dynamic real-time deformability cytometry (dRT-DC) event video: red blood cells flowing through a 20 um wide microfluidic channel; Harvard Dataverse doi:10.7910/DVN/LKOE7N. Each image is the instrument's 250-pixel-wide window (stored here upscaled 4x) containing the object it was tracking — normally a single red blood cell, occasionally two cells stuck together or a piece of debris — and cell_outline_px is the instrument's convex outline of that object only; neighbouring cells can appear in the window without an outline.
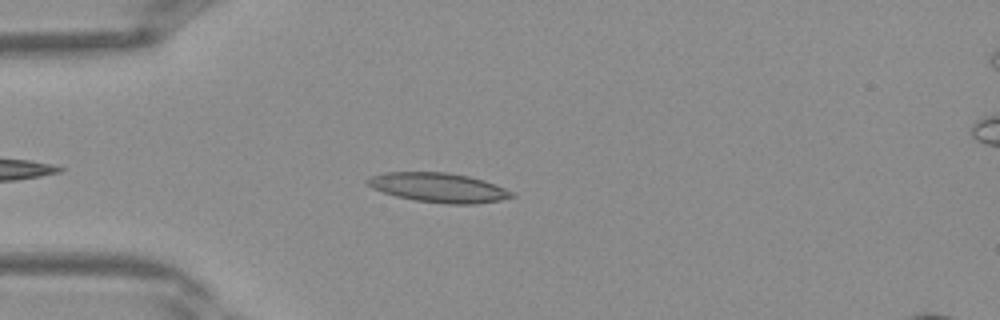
{"species": "Egyptian fruit bat (a non-hibernating species)", "species_latin": "Rousettus aegyptiacus", "temperature_condition": "warm", "stored_images_in_passage": 31, "camera_frame_rate_fps": 3000, "um_per_image_px": 0.085, "frame": {"image": 1, "passage_image": 4, "time_ms": 1.0, "image_size_px": [1000, 320], "cell_outline_px": [[516, 196], [500, 200], [476, 204], [444, 204], [416, 200], [396, 196], [372, 188], [364, 180], [372, 176], [384, 172], [448, 172], [468, 176], [484, 180], [504, 188], [512, 192]], "centroid_in_image_um": [37.28, 15.94], "position_along_channel_um": 47.7, "area_um2": 24.68}}
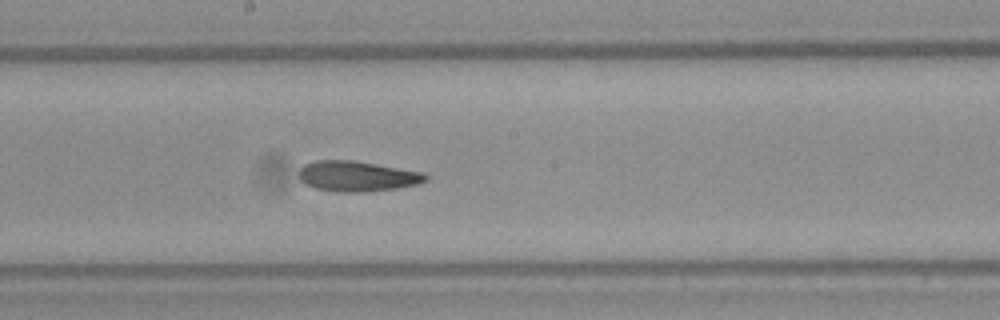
{"frame": {"image": 2, "passage_image": 15, "time_ms": 4.667, "image_size_px": [1000, 320], "cell_outline_px": [[428, 180], [416, 184], [396, 188], [360, 192], [340, 192], [316, 188], [304, 184], [300, 180], [300, 168], [304, 164], [316, 160], [356, 160], [424, 172], [428, 176]], "centroid_in_image_um": [30.36, 14.96], "position_along_channel_um": 217.8, "area_um2": 22.48}}
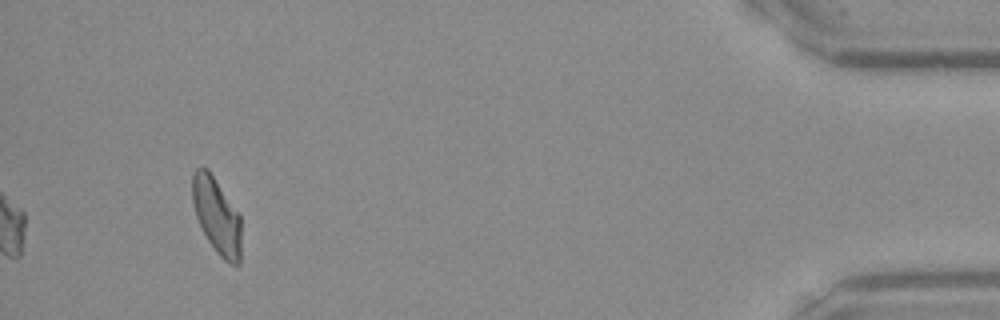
{"frame": {"image": 3, "passage_image": 31, "time_ms": 10.0, "image_size_px": [1000, 320], "cell_outline_px": [[240, 264], [232, 264], [224, 260], [216, 252], [208, 240], [196, 216], [192, 200], [192, 172], [200, 164], [208, 168], [240, 216]], "centroid_in_image_um": [18.39, 18.29], "position_along_channel_um": 416.8, "area_um2": 21.5}}